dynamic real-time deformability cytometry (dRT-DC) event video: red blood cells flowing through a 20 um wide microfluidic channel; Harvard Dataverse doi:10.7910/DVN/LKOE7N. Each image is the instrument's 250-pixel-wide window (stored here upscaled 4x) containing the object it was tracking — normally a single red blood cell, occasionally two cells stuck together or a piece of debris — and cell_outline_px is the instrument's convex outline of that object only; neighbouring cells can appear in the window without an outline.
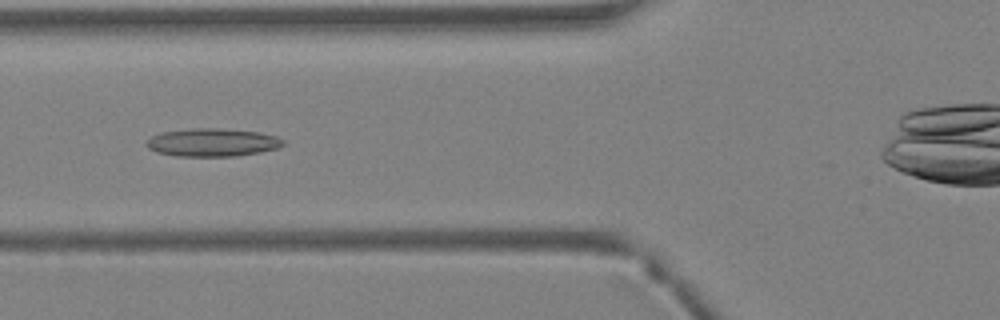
{"species": "Egyptian fruit bat (a non-hibernating species)", "species_latin": "Rousettus aegyptiacus", "temperature_condition": "warm", "stored_images_in_passage": 27, "camera_frame_rate_fps": 3000, "um_per_image_px": 0.085, "animal": {"sex": "female"}, "frame": {"image": 1, "passage_image": 6, "time_ms": 1.667, "image_size_px": [1000, 320], "cell_outline_px": [[284, 144], [276, 148], [260, 152], [236, 156], [176, 156], [156, 152], [148, 148], [144, 144], [144, 140], [160, 132], [192, 128], [216, 128], [260, 132], [276, 136], [284, 140]], "centroid_in_image_um": [18.0, 12.1], "position_along_channel_um": 107.8, "area_um2": 22.48}}
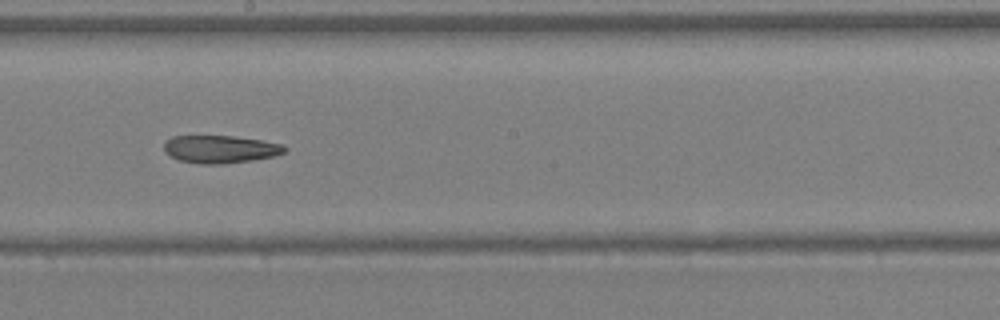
{"frame": {"image": 2, "passage_image": 13, "time_ms": 4.0, "image_size_px": [1000, 320], "cell_outline_px": [[288, 148], [284, 152], [276, 156], [252, 160], [216, 164], [200, 164], [180, 160], [168, 156], [164, 152], [164, 144], [172, 136], [232, 136], [260, 140], [280, 144]], "centroid_in_image_um": [18.7, 12.68], "position_along_channel_um": 229.5, "area_um2": 19.36}}
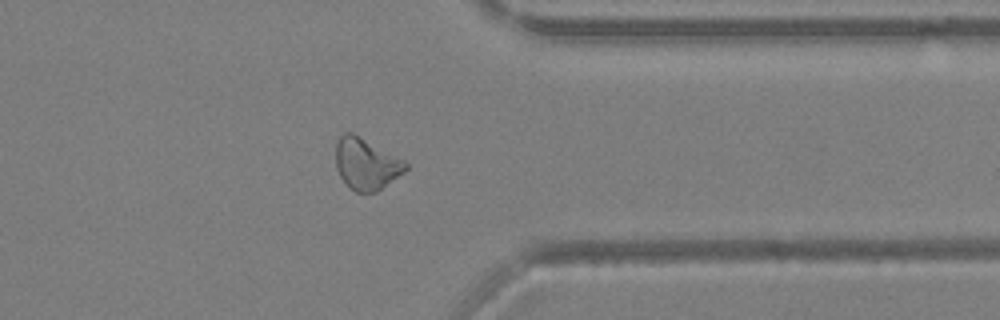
{"frame": {"image": 3, "passage_image": 22, "time_ms": 7.0, "image_size_px": [1000, 320], "cell_outline_px": [[408, 168], [404, 172], [376, 192], [356, 192], [340, 176], [336, 168], [336, 140], [344, 132], [352, 132], [404, 160], [408, 164]], "centroid_in_image_um": [31.12, 13.91], "position_along_channel_um": 380.3, "area_um2": 20.69}}